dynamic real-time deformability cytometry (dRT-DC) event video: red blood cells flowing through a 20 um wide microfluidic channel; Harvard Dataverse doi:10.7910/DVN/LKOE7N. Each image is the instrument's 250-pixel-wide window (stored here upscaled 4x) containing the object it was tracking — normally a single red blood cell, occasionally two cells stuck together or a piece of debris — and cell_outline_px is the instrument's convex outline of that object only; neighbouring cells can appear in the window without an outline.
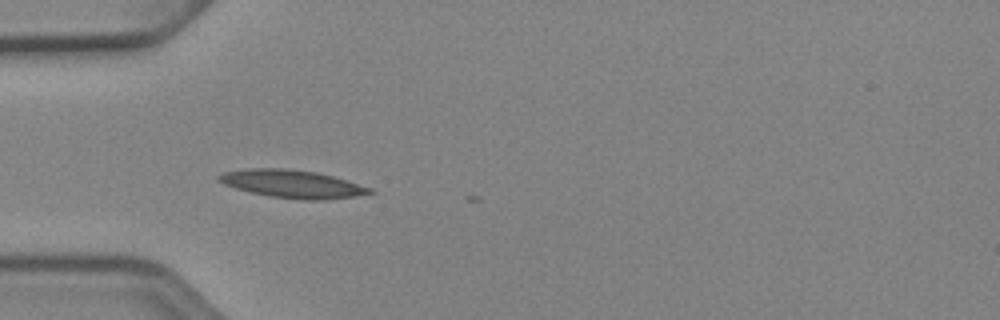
{"species": "Egyptian fruit bat (a non-hibernating species)", "species_latin": "Rousettus aegyptiacus", "temperature_condition": "cold", "stored_images_in_passage": 2, "camera_frame_rate_fps": 3000, "um_per_image_px": 0.085, "animal": {"sex": "female"}, "frame": {"image": 1, "passage_image": 1, "time_ms": 0.0, "image_size_px": [1000, 320], "cell_outline_px": [[376, 192], [356, 196], [324, 200], [304, 200], [268, 196], [236, 188], [224, 184], [216, 180], [216, 176], [224, 172], [248, 168], [288, 168], [316, 172], [332, 176], [372, 188]], "centroid_in_image_um": [24.84, 15.63], "position_along_channel_um": 60.2, "area_um2": 24.57}}